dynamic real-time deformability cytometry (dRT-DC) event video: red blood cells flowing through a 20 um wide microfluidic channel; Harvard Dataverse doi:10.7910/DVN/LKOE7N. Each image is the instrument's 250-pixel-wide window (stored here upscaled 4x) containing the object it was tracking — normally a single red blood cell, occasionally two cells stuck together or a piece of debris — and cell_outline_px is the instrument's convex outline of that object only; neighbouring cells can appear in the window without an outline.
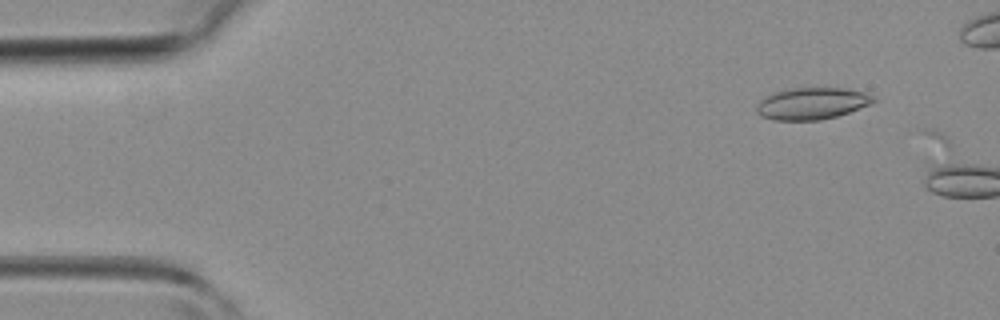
{"species": "common noctule bat (a hibernating species)", "species_latin": "Nyctalus noctula", "temperature_condition": "room temperature", "stored_images_in_passage": 3, "camera_frame_rate_fps": 3000, "um_per_image_px": 0.085, "animal": {"sex": "female", "body_mass_g": 19.3, "forearm_length_mm": 54.1}, "frame": {"image": 1, "passage_image": 1, "time_ms": 0.0, "image_size_px": [1000, 320], "cell_outline_px": [[876, 100], [872, 104], [836, 116], [820, 120], [776, 120], [760, 116], [756, 112], [756, 104], [764, 96], [772, 92], [784, 88], [844, 88], [864, 92], [872, 96]], "centroid_in_image_um": [68.96, 8.79], "position_along_channel_um": 16.0, "area_um2": 21.85}}